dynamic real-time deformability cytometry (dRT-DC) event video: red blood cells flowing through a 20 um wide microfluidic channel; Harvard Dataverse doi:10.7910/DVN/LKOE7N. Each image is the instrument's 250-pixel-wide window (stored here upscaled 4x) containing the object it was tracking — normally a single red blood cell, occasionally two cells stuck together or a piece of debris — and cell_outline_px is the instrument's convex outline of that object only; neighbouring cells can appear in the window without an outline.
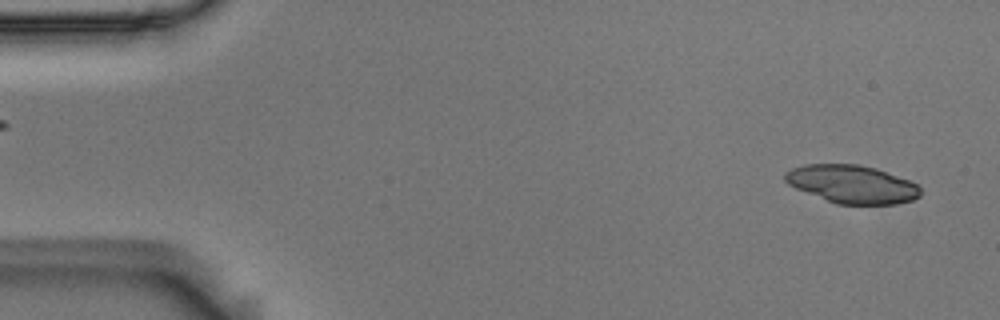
{"species": "Egyptian fruit bat (a non-hibernating species)", "species_latin": "Rousettus aegyptiacus", "temperature_condition": "room temperature", "stored_images_in_passage": 29, "segment_of_instrument_passage": [1, 2], "camera_frame_rate_fps": 3000, "um_per_image_px": 0.085, "animal": {"sex": "male"}, "frame": {"image": 1, "passage_image": 2, "time_ms": 0.333, "image_size_px": [1000, 320], "cell_outline_px": [[920, 196], [912, 200], [896, 204], [836, 204], [796, 188], [788, 184], [784, 180], [784, 172], [792, 168], [804, 164], [856, 164], [876, 168], [908, 180], [916, 184], [920, 188]], "centroid_in_image_um": [72.39, 15.65], "position_along_channel_um": 12.6, "area_um2": 29.94}}
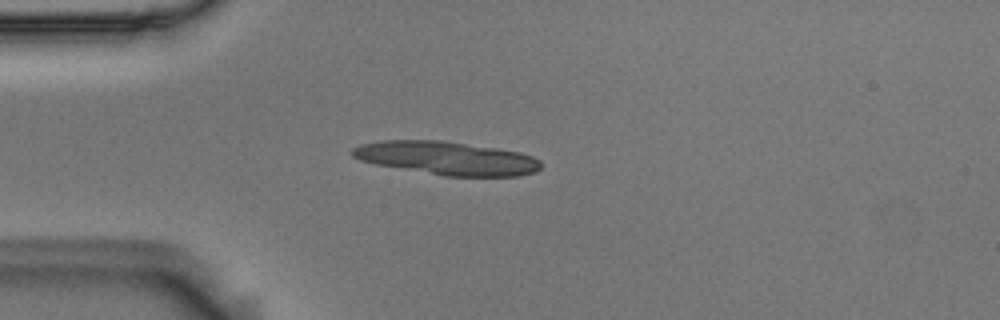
{"frame": {"image": 2, "passage_image": 13, "time_ms": 4.0, "image_size_px": [1000, 320], "cell_outline_px": [[540, 168], [536, 172], [520, 176], [444, 176], [376, 164], [360, 160], [352, 156], [352, 148], [360, 144], [380, 140], [440, 140], [496, 148], [520, 152], [532, 156], [540, 160]], "centroid_in_image_um": [37.98, 13.44], "position_along_channel_um": 47.0, "area_um2": 36.65}}